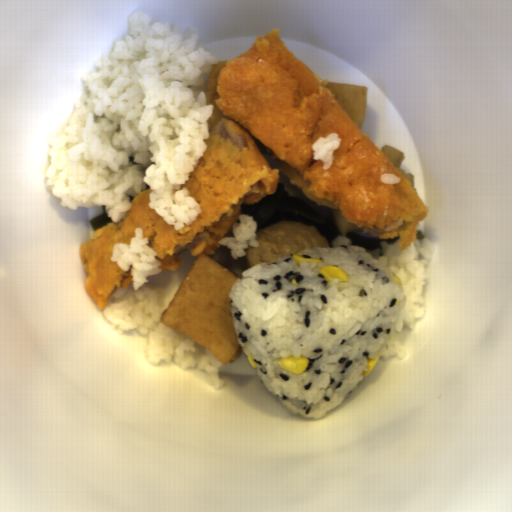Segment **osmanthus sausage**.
Returning <instances> with one entry per match:
<instances>
[{
  "mask_svg": "<svg viewBox=\"0 0 512 512\" xmlns=\"http://www.w3.org/2000/svg\"><path fill=\"white\" fill-rule=\"evenodd\" d=\"M385 157L393 164V166L401 173V175L409 182V184L414 188L415 177L414 174L410 172H404L402 169V162L405 158L404 153L399 149L394 148L389 145L382 146L380 150Z\"/></svg>",
  "mask_w": 512,
  "mask_h": 512,
  "instance_id": "1",
  "label": "osmanthus sausage"
}]
</instances>
